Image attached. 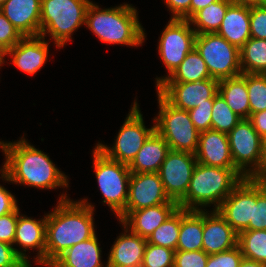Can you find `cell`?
I'll list each match as a JSON object with an SVG mask.
<instances>
[{
    "mask_svg": "<svg viewBox=\"0 0 266 267\" xmlns=\"http://www.w3.org/2000/svg\"><path fill=\"white\" fill-rule=\"evenodd\" d=\"M5 161L0 178L6 182L37 189L68 188L69 180L48 154L35 148L24 137L15 142L0 141Z\"/></svg>",
    "mask_w": 266,
    "mask_h": 267,
    "instance_id": "6da1fadb",
    "label": "cell"
},
{
    "mask_svg": "<svg viewBox=\"0 0 266 267\" xmlns=\"http://www.w3.org/2000/svg\"><path fill=\"white\" fill-rule=\"evenodd\" d=\"M82 199L73 201L62 193L53 211L46 214L45 264L50 265L59 255L73 245L96 235L94 207Z\"/></svg>",
    "mask_w": 266,
    "mask_h": 267,
    "instance_id": "7a4b0ae2",
    "label": "cell"
},
{
    "mask_svg": "<svg viewBox=\"0 0 266 267\" xmlns=\"http://www.w3.org/2000/svg\"><path fill=\"white\" fill-rule=\"evenodd\" d=\"M85 25L101 42L107 44L138 47L143 45L146 38L145 30L139 22L138 11L130 4L101 9L91 2Z\"/></svg>",
    "mask_w": 266,
    "mask_h": 267,
    "instance_id": "3957f363",
    "label": "cell"
},
{
    "mask_svg": "<svg viewBox=\"0 0 266 267\" xmlns=\"http://www.w3.org/2000/svg\"><path fill=\"white\" fill-rule=\"evenodd\" d=\"M245 177L236 168H221L197 163L185 197L178 203L186 210H216Z\"/></svg>",
    "mask_w": 266,
    "mask_h": 267,
    "instance_id": "277c9868",
    "label": "cell"
},
{
    "mask_svg": "<svg viewBox=\"0 0 266 267\" xmlns=\"http://www.w3.org/2000/svg\"><path fill=\"white\" fill-rule=\"evenodd\" d=\"M90 0H41L40 35L50 36L57 48L64 47L73 32L85 26Z\"/></svg>",
    "mask_w": 266,
    "mask_h": 267,
    "instance_id": "5b68a950",
    "label": "cell"
},
{
    "mask_svg": "<svg viewBox=\"0 0 266 267\" xmlns=\"http://www.w3.org/2000/svg\"><path fill=\"white\" fill-rule=\"evenodd\" d=\"M158 115L153 118L155 130L165 139L171 150L195 154L199 131L194 127L187 110L170 104L158 91Z\"/></svg>",
    "mask_w": 266,
    "mask_h": 267,
    "instance_id": "8992f818",
    "label": "cell"
},
{
    "mask_svg": "<svg viewBox=\"0 0 266 267\" xmlns=\"http://www.w3.org/2000/svg\"><path fill=\"white\" fill-rule=\"evenodd\" d=\"M93 168L103 203L118 217L126 207L131 171L129 166L107 157L96 146L93 149Z\"/></svg>",
    "mask_w": 266,
    "mask_h": 267,
    "instance_id": "52a82bcc",
    "label": "cell"
},
{
    "mask_svg": "<svg viewBox=\"0 0 266 267\" xmlns=\"http://www.w3.org/2000/svg\"><path fill=\"white\" fill-rule=\"evenodd\" d=\"M136 100L121 125L113 146L110 147L100 142L96 144V147L107 157L128 166L148 137L155 131V123L150 128H146L143 114Z\"/></svg>",
    "mask_w": 266,
    "mask_h": 267,
    "instance_id": "ba28073f",
    "label": "cell"
},
{
    "mask_svg": "<svg viewBox=\"0 0 266 267\" xmlns=\"http://www.w3.org/2000/svg\"><path fill=\"white\" fill-rule=\"evenodd\" d=\"M195 48L206 63L212 78L222 80L242 74L240 49L217 33L196 34Z\"/></svg>",
    "mask_w": 266,
    "mask_h": 267,
    "instance_id": "9c48e42d",
    "label": "cell"
},
{
    "mask_svg": "<svg viewBox=\"0 0 266 267\" xmlns=\"http://www.w3.org/2000/svg\"><path fill=\"white\" fill-rule=\"evenodd\" d=\"M196 33L188 20L170 19L159 37L158 54L168 75L156 77V88L182 63L195 47Z\"/></svg>",
    "mask_w": 266,
    "mask_h": 267,
    "instance_id": "30bf717a",
    "label": "cell"
},
{
    "mask_svg": "<svg viewBox=\"0 0 266 267\" xmlns=\"http://www.w3.org/2000/svg\"><path fill=\"white\" fill-rule=\"evenodd\" d=\"M227 135L234 167L250 178L259 168L263 139L249 119H242Z\"/></svg>",
    "mask_w": 266,
    "mask_h": 267,
    "instance_id": "8fae6325",
    "label": "cell"
},
{
    "mask_svg": "<svg viewBox=\"0 0 266 267\" xmlns=\"http://www.w3.org/2000/svg\"><path fill=\"white\" fill-rule=\"evenodd\" d=\"M196 164L193 153L168 151L158 174L170 200L179 203L185 197Z\"/></svg>",
    "mask_w": 266,
    "mask_h": 267,
    "instance_id": "7c38bea8",
    "label": "cell"
},
{
    "mask_svg": "<svg viewBox=\"0 0 266 267\" xmlns=\"http://www.w3.org/2000/svg\"><path fill=\"white\" fill-rule=\"evenodd\" d=\"M257 200V181L244 178L216 209L237 232L249 230L253 222V203Z\"/></svg>",
    "mask_w": 266,
    "mask_h": 267,
    "instance_id": "4fadbf2b",
    "label": "cell"
},
{
    "mask_svg": "<svg viewBox=\"0 0 266 267\" xmlns=\"http://www.w3.org/2000/svg\"><path fill=\"white\" fill-rule=\"evenodd\" d=\"M219 80L215 78L189 83H161L157 91L174 107L190 110L202 104H214Z\"/></svg>",
    "mask_w": 266,
    "mask_h": 267,
    "instance_id": "5bb4252c",
    "label": "cell"
},
{
    "mask_svg": "<svg viewBox=\"0 0 266 267\" xmlns=\"http://www.w3.org/2000/svg\"><path fill=\"white\" fill-rule=\"evenodd\" d=\"M159 204H178L166 195L158 173H131L125 210L117 217L120 221L128 212Z\"/></svg>",
    "mask_w": 266,
    "mask_h": 267,
    "instance_id": "9a60e30c",
    "label": "cell"
},
{
    "mask_svg": "<svg viewBox=\"0 0 266 267\" xmlns=\"http://www.w3.org/2000/svg\"><path fill=\"white\" fill-rule=\"evenodd\" d=\"M41 219H33L21 213L18 215L13 248L24 262H31L26 252L32 249L36 251L37 249V255L33 260H35V263L45 264L46 214ZM15 244L22 249L15 248Z\"/></svg>",
    "mask_w": 266,
    "mask_h": 267,
    "instance_id": "2e32d148",
    "label": "cell"
},
{
    "mask_svg": "<svg viewBox=\"0 0 266 267\" xmlns=\"http://www.w3.org/2000/svg\"><path fill=\"white\" fill-rule=\"evenodd\" d=\"M202 250L216 254L237 246L238 233L225 221L217 210H203Z\"/></svg>",
    "mask_w": 266,
    "mask_h": 267,
    "instance_id": "e0dca14e",
    "label": "cell"
},
{
    "mask_svg": "<svg viewBox=\"0 0 266 267\" xmlns=\"http://www.w3.org/2000/svg\"><path fill=\"white\" fill-rule=\"evenodd\" d=\"M49 42L41 35L23 37L16 45L6 51L12 56L15 67L28 75H34L44 67L49 54Z\"/></svg>",
    "mask_w": 266,
    "mask_h": 267,
    "instance_id": "ac0fdd59",
    "label": "cell"
},
{
    "mask_svg": "<svg viewBox=\"0 0 266 267\" xmlns=\"http://www.w3.org/2000/svg\"><path fill=\"white\" fill-rule=\"evenodd\" d=\"M197 163L221 168H235L227 133L207 130L199 133L195 153Z\"/></svg>",
    "mask_w": 266,
    "mask_h": 267,
    "instance_id": "d6986e66",
    "label": "cell"
},
{
    "mask_svg": "<svg viewBox=\"0 0 266 267\" xmlns=\"http://www.w3.org/2000/svg\"><path fill=\"white\" fill-rule=\"evenodd\" d=\"M124 232L117 236L107 260V267H142L147 239L131 232L122 224Z\"/></svg>",
    "mask_w": 266,
    "mask_h": 267,
    "instance_id": "ffe728a7",
    "label": "cell"
},
{
    "mask_svg": "<svg viewBox=\"0 0 266 267\" xmlns=\"http://www.w3.org/2000/svg\"><path fill=\"white\" fill-rule=\"evenodd\" d=\"M0 11L23 37L40 35L41 0H7Z\"/></svg>",
    "mask_w": 266,
    "mask_h": 267,
    "instance_id": "44dd1931",
    "label": "cell"
},
{
    "mask_svg": "<svg viewBox=\"0 0 266 267\" xmlns=\"http://www.w3.org/2000/svg\"><path fill=\"white\" fill-rule=\"evenodd\" d=\"M178 208V204H159L130 211L119 223L125 225L131 232L147 239Z\"/></svg>",
    "mask_w": 266,
    "mask_h": 267,
    "instance_id": "7402d4cb",
    "label": "cell"
},
{
    "mask_svg": "<svg viewBox=\"0 0 266 267\" xmlns=\"http://www.w3.org/2000/svg\"><path fill=\"white\" fill-rule=\"evenodd\" d=\"M217 34L240 49L246 41L251 38L250 6L232 3L227 8L225 17Z\"/></svg>",
    "mask_w": 266,
    "mask_h": 267,
    "instance_id": "603a6c76",
    "label": "cell"
},
{
    "mask_svg": "<svg viewBox=\"0 0 266 267\" xmlns=\"http://www.w3.org/2000/svg\"><path fill=\"white\" fill-rule=\"evenodd\" d=\"M98 237L81 241L64 251L47 267H107L101 261Z\"/></svg>",
    "mask_w": 266,
    "mask_h": 267,
    "instance_id": "cb8c5ba5",
    "label": "cell"
},
{
    "mask_svg": "<svg viewBox=\"0 0 266 267\" xmlns=\"http://www.w3.org/2000/svg\"><path fill=\"white\" fill-rule=\"evenodd\" d=\"M169 150L168 143L155 130L129 165L131 173H158Z\"/></svg>",
    "mask_w": 266,
    "mask_h": 267,
    "instance_id": "d4e9b609",
    "label": "cell"
},
{
    "mask_svg": "<svg viewBox=\"0 0 266 267\" xmlns=\"http://www.w3.org/2000/svg\"><path fill=\"white\" fill-rule=\"evenodd\" d=\"M218 93L235 114L242 119H249L250 104L246 87V73L219 80Z\"/></svg>",
    "mask_w": 266,
    "mask_h": 267,
    "instance_id": "484cf974",
    "label": "cell"
},
{
    "mask_svg": "<svg viewBox=\"0 0 266 267\" xmlns=\"http://www.w3.org/2000/svg\"><path fill=\"white\" fill-rule=\"evenodd\" d=\"M203 210L181 208L180 233L176 250H202Z\"/></svg>",
    "mask_w": 266,
    "mask_h": 267,
    "instance_id": "4316f807",
    "label": "cell"
},
{
    "mask_svg": "<svg viewBox=\"0 0 266 267\" xmlns=\"http://www.w3.org/2000/svg\"><path fill=\"white\" fill-rule=\"evenodd\" d=\"M231 0H218L197 11L188 21L196 34L217 33ZM194 27V28H193Z\"/></svg>",
    "mask_w": 266,
    "mask_h": 267,
    "instance_id": "83f0119b",
    "label": "cell"
},
{
    "mask_svg": "<svg viewBox=\"0 0 266 267\" xmlns=\"http://www.w3.org/2000/svg\"><path fill=\"white\" fill-rule=\"evenodd\" d=\"M207 65L194 47L184 58L179 67L162 83H189L210 79Z\"/></svg>",
    "mask_w": 266,
    "mask_h": 267,
    "instance_id": "f1b7e54d",
    "label": "cell"
},
{
    "mask_svg": "<svg viewBox=\"0 0 266 267\" xmlns=\"http://www.w3.org/2000/svg\"><path fill=\"white\" fill-rule=\"evenodd\" d=\"M242 73L266 74V39L250 38L240 48Z\"/></svg>",
    "mask_w": 266,
    "mask_h": 267,
    "instance_id": "f546056e",
    "label": "cell"
},
{
    "mask_svg": "<svg viewBox=\"0 0 266 267\" xmlns=\"http://www.w3.org/2000/svg\"><path fill=\"white\" fill-rule=\"evenodd\" d=\"M237 245L245 258L266 264V230H243Z\"/></svg>",
    "mask_w": 266,
    "mask_h": 267,
    "instance_id": "4dcf8cb0",
    "label": "cell"
},
{
    "mask_svg": "<svg viewBox=\"0 0 266 267\" xmlns=\"http://www.w3.org/2000/svg\"><path fill=\"white\" fill-rule=\"evenodd\" d=\"M181 223V208H178L165 222L147 238V242L176 251Z\"/></svg>",
    "mask_w": 266,
    "mask_h": 267,
    "instance_id": "1f68e13d",
    "label": "cell"
},
{
    "mask_svg": "<svg viewBox=\"0 0 266 267\" xmlns=\"http://www.w3.org/2000/svg\"><path fill=\"white\" fill-rule=\"evenodd\" d=\"M241 120L217 93L212 108V130L228 134Z\"/></svg>",
    "mask_w": 266,
    "mask_h": 267,
    "instance_id": "d6a6232c",
    "label": "cell"
},
{
    "mask_svg": "<svg viewBox=\"0 0 266 267\" xmlns=\"http://www.w3.org/2000/svg\"><path fill=\"white\" fill-rule=\"evenodd\" d=\"M250 115L266 110V74L246 73Z\"/></svg>",
    "mask_w": 266,
    "mask_h": 267,
    "instance_id": "836d02e7",
    "label": "cell"
},
{
    "mask_svg": "<svg viewBox=\"0 0 266 267\" xmlns=\"http://www.w3.org/2000/svg\"><path fill=\"white\" fill-rule=\"evenodd\" d=\"M175 250L147 242L142 267H173Z\"/></svg>",
    "mask_w": 266,
    "mask_h": 267,
    "instance_id": "e575fe53",
    "label": "cell"
},
{
    "mask_svg": "<svg viewBox=\"0 0 266 267\" xmlns=\"http://www.w3.org/2000/svg\"><path fill=\"white\" fill-rule=\"evenodd\" d=\"M249 230H266V182L257 181V200L253 203V222Z\"/></svg>",
    "mask_w": 266,
    "mask_h": 267,
    "instance_id": "d590c367",
    "label": "cell"
},
{
    "mask_svg": "<svg viewBox=\"0 0 266 267\" xmlns=\"http://www.w3.org/2000/svg\"><path fill=\"white\" fill-rule=\"evenodd\" d=\"M244 258L239 246L208 256L206 267H239Z\"/></svg>",
    "mask_w": 266,
    "mask_h": 267,
    "instance_id": "8d00e7d4",
    "label": "cell"
},
{
    "mask_svg": "<svg viewBox=\"0 0 266 267\" xmlns=\"http://www.w3.org/2000/svg\"><path fill=\"white\" fill-rule=\"evenodd\" d=\"M208 256L203 250H176L173 267H206Z\"/></svg>",
    "mask_w": 266,
    "mask_h": 267,
    "instance_id": "74e56055",
    "label": "cell"
},
{
    "mask_svg": "<svg viewBox=\"0 0 266 267\" xmlns=\"http://www.w3.org/2000/svg\"><path fill=\"white\" fill-rule=\"evenodd\" d=\"M213 104H202L188 110L194 127L200 132L212 129Z\"/></svg>",
    "mask_w": 266,
    "mask_h": 267,
    "instance_id": "f35d334b",
    "label": "cell"
},
{
    "mask_svg": "<svg viewBox=\"0 0 266 267\" xmlns=\"http://www.w3.org/2000/svg\"><path fill=\"white\" fill-rule=\"evenodd\" d=\"M23 36L0 11V46L8 51L16 45Z\"/></svg>",
    "mask_w": 266,
    "mask_h": 267,
    "instance_id": "ab89813d",
    "label": "cell"
},
{
    "mask_svg": "<svg viewBox=\"0 0 266 267\" xmlns=\"http://www.w3.org/2000/svg\"><path fill=\"white\" fill-rule=\"evenodd\" d=\"M250 34L252 38L266 39V8L250 6Z\"/></svg>",
    "mask_w": 266,
    "mask_h": 267,
    "instance_id": "60d3db41",
    "label": "cell"
},
{
    "mask_svg": "<svg viewBox=\"0 0 266 267\" xmlns=\"http://www.w3.org/2000/svg\"><path fill=\"white\" fill-rule=\"evenodd\" d=\"M17 207L13 212L0 216V241L13 245L17 227L18 215L21 213Z\"/></svg>",
    "mask_w": 266,
    "mask_h": 267,
    "instance_id": "b9f144b4",
    "label": "cell"
},
{
    "mask_svg": "<svg viewBox=\"0 0 266 267\" xmlns=\"http://www.w3.org/2000/svg\"><path fill=\"white\" fill-rule=\"evenodd\" d=\"M169 12L172 13L171 19H190L191 0H164Z\"/></svg>",
    "mask_w": 266,
    "mask_h": 267,
    "instance_id": "7bdbcfd3",
    "label": "cell"
},
{
    "mask_svg": "<svg viewBox=\"0 0 266 267\" xmlns=\"http://www.w3.org/2000/svg\"><path fill=\"white\" fill-rule=\"evenodd\" d=\"M23 262L13 245L0 241V267H19Z\"/></svg>",
    "mask_w": 266,
    "mask_h": 267,
    "instance_id": "ee69618b",
    "label": "cell"
},
{
    "mask_svg": "<svg viewBox=\"0 0 266 267\" xmlns=\"http://www.w3.org/2000/svg\"><path fill=\"white\" fill-rule=\"evenodd\" d=\"M18 207L15 195L0 185V216L13 212Z\"/></svg>",
    "mask_w": 266,
    "mask_h": 267,
    "instance_id": "f6af8a7d",
    "label": "cell"
},
{
    "mask_svg": "<svg viewBox=\"0 0 266 267\" xmlns=\"http://www.w3.org/2000/svg\"><path fill=\"white\" fill-rule=\"evenodd\" d=\"M249 120L259 136L266 139V110L251 114Z\"/></svg>",
    "mask_w": 266,
    "mask_h": 267,
    "instance_id": "bcb514c9",
    "label": "cell"
},
{
    "mask_svg": "<svg viewBox=\"0 0 266 267\" xmlns=\"http://www.w3.org/2000/svg\"><path fill=\"white\" fill-rule=\"evenodd\" d=\"M250 178L256 181L266 182V139L262 143V156L259 168Z\"/></svg>",
    "mask_w": 266,
    "mask_h": 267,
    "instance_id": "7dc6e473",
    "label": "cell"
},
{
    "mask_svg": "<svg viewBox=\"0 0 266 267\" xmlns=\"http://www.w3.org/2000/svg\"><path fill=\"white\" fill-rule=\"evenodd\" d=\"M218 0H191L190 3V18L199 10L214 3Z\"/></svg>",
    "mask_w": 266,
    "mask_h": 267,
    "instance_id": "c3c4849f",
    "label": "cell"
},
{
    "mask_svg": "<svg viewBox=\"0 0 266 267\" xmlns=\"http://www.w3.org/2000/svg\"><path fill=\"white\" fill-rule=\"evenodd\" d=\"M239 267H266V264L244 257Z\"/></svg>",
    "mask_w": 266,
    "mask_h": 267,
    "instance_id": "681fc988",
    "label": "cell"
},
{
    "mask_svg": "<svg viewBox=\"0 0 266 267\" xmlns=\"http://www.w3.org/2000/svg\"><path fill=\"white\" fill-rule=\"evenodd\" d=\"M233 3L243 4L245 6L263 5L266 0H231Z\"/></svg>",
    "mask_w": 266,
    "mask_h": 267,
    "instance_id": "f907efd6",
    "label": "cell"
},
{
    "mask_svg": "<svg viewBox=\"0 0 266 267\" xmlns=\"http://www.w3.org/2000/svg\"><path fill=\"white\" fill-rule=\"evenodd\" d=\"M4 56H7L6 55V50H4L1 46H0V68L1 66H3V64H5V59H4Z\"/></svg>",
    "mask_w": 266,
    "mask_h": 267,
    "instance_id": "816d5d0a",
    "label": "cell"
},
{
    "mask_svg": "<svg viewBox=\"0 0 266 267\" xmlns=\"http://www.w3.org/2000/svg\"><path fill=\"white\" fill-rule=\"evenodd\" d=\"M31 262H23L19 267H32Z\"/></svg>",
    "mask_w": 266,
    "mask_h": 267,
    "instance_id": "f5cc1de1",
    "label": "cell"
},
{
    "mask_svg": "<svg viewBox=\"0 0 266 267\" xmlns=\"http://www.w3.org/2000/svg\"><path fill=\"white\" fill-rule=\"evenodd\" d=\"M7 0H0V7L6 2Z\"/></svg>",
    "mask_w": 266,
    "mask_h": 267,
    "instance_id": "db71d44e",
    "label": "cell"
}]
</instances>
